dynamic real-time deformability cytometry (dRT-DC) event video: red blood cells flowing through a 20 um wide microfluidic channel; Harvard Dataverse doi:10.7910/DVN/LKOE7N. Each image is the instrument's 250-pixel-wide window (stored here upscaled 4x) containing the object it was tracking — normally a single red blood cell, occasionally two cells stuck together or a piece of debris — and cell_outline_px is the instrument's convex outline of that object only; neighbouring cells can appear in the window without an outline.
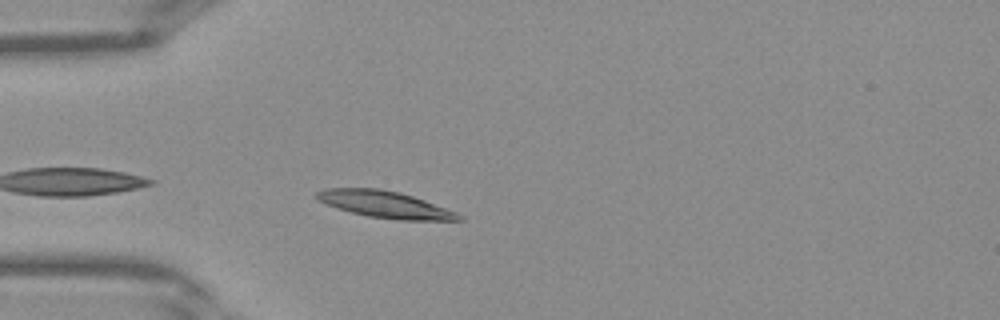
{"species": "Egyptian fruit bat (a non-hibernating species)", "species_latin": "Rousettus aegyptiacus", "temperature_condition": "warm", "stored_images_in_passage": 24, "camera_frame_rate_fps": 3000, "um_per_image_px": 0.085, "frame": {"image": 1, "passage_image": 3, "time_ms": 0.667, "image_size_px": [1000, 320], "cell_outline_px": [[464, 220], [400, 220], [368, 216], [336, 208], [320, 200], [316, 196], [316, 192], [324, 188], [380, 188], [400, 192], [424, 200], [456, 212], [464, 216]], "centroid_in_image_um": [32.74, 17.37], "position_along_channel_um": 52.3, "area_um2": 21.96}}
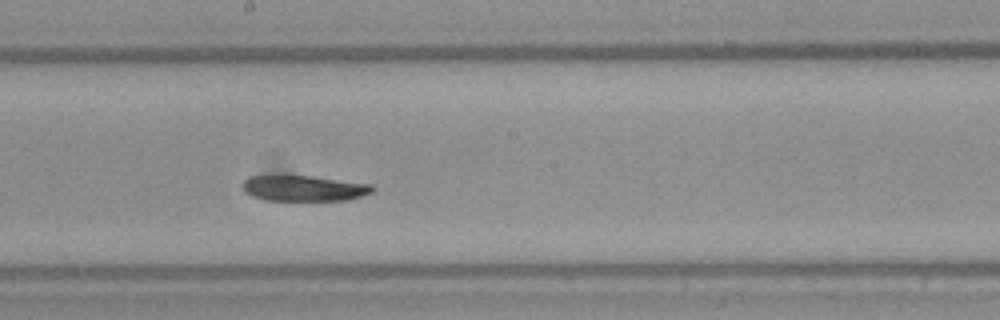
{"frame": {"image": 2, "passage_image": 14, "time_ms": 4.333, "image_size_px": [1000, 320], "cell_outline_px": [[376, 188], [372, 192], [348, 200], [268, 200], [252, 196], [244, 192], [240, 184], [248, 176], [312, 176], [372, 184]], "centroid_in_image_um": [25.82, 16.0], "position_along_channel_um": 222.4, "area_um2": 19.42}}
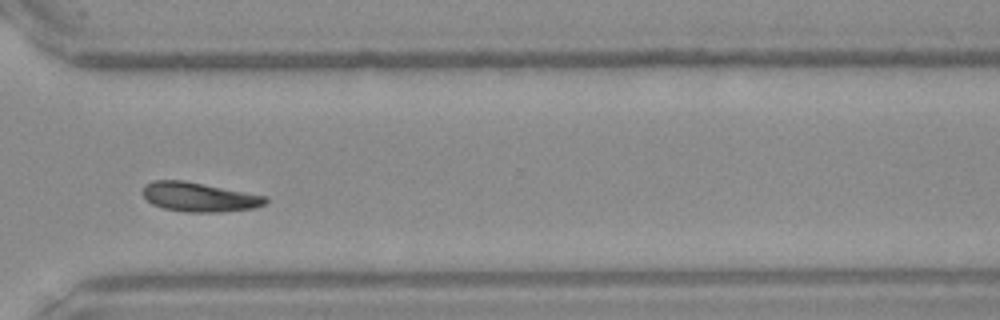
{"frame": {"image": 3, "passage_image": 22, "time_ms": 7.0, "image_size_px": [1000, 320], "cell_outline_px": [[268, 200], [264, 204], [252, 208], [220, 212], [184, 212], [164, 208], [152, 204], [144, 196], [144, 184], [152, 180], [184, 180], [268, 196]], "centroid_in_image_um": [16.93, 16.74], "position_along_channel_um": 353.7, "area_um2": 20.92}}